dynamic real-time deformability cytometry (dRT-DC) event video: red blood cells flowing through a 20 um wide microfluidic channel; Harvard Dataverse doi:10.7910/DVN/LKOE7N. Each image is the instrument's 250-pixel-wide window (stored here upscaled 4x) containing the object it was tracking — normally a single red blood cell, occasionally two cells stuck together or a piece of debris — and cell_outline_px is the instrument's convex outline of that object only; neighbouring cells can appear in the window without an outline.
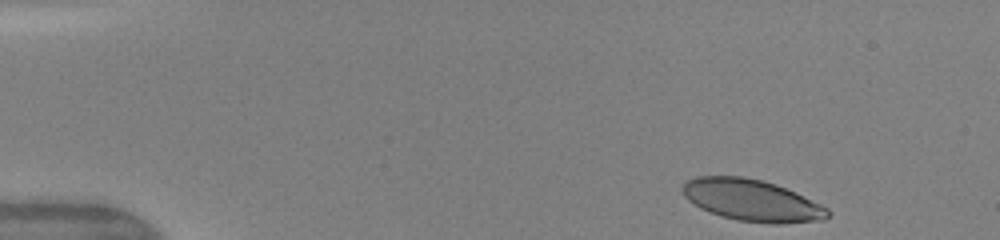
{"species": "human", "species_latin": "Homo sapiens", "temperature_condition": "warm", "stored_images_in_passage": 38, "camera_frame_rate_fps": 3000, "um_per_image_px": 0.085, "donor": {"sex": "female"}, "frame": {"image": 1, "passage_image": 1, "time_ms": 0.0, "image_size_px": [1000, 240], "cell_outline_px": [[832, 212], [824, 220], [784, 224], [772, 224], [736, 220], [720, 216], [700, 208], [688, 200], [684, 196], [684, 184], [688, 180], [696, 176], [740, 176], [764, 180], [776, 184], [796, 192], [828, 208]], "centroid_in_image_um": [63.95, 17.04], "position_along_channel_um": 21.1, "area_um2": 35.43}}
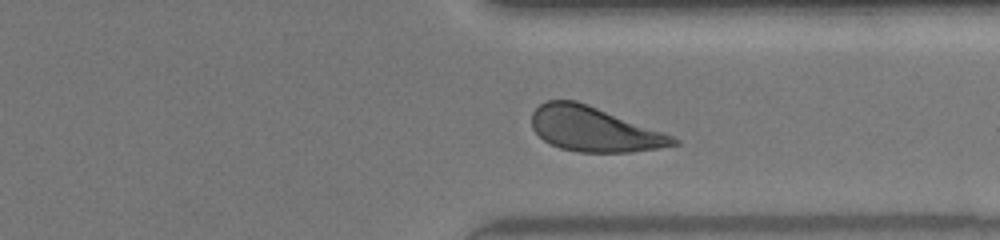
{"frame": {"image": 2, "passage_image": 33, "time_ms": 10.667, "image_size_px": [1000, 240], "cell_outline_px": [[680, 144], [660, 148], [632, 152], [580, 152], [560, 148], [544, 140], [532, 128], [532, 112], [540, 104], [548, 100], [576, 100], [588, 104], [664, 132], [680, 140]], "centroid_in_image_um": [50.51, 10.98], "position_along_channel_um": 360.9, "area_um2": 36.76}}
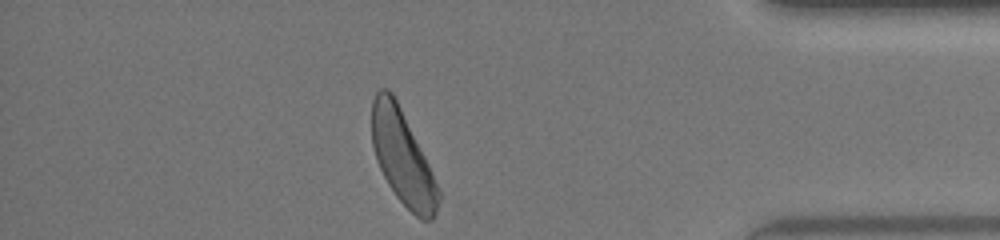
{"frame": {"image": 3, "passage_image": 38, "time_ms": 12.333, "image_size_px": [1000, 240], "cell_outline_px": [[440, 200], [432, 220], [420, 220], [396, 196], [388, 184], [376, 160], [372, 144], [372, 100], [376, 92], [380, 88], [388, 88], [392, 92], [428, 164], [440, 192]], "centroid_in_image_um": [34.19, 13.39], "position_along_channel_um": 401.0, "area_um2": 35.78}, "authors_computed_cell_mechanics": {"area_um2": 36.8764, "velocity_mm_per_s": 4.1488, "shape_relaxation_time_tau1_ms": 2.7683, "shape_relaxation_time_tau2_ms": 0.8725, "deformation_change_tau1": 0.1164, "deformation_change_tau2": 0.0723}}